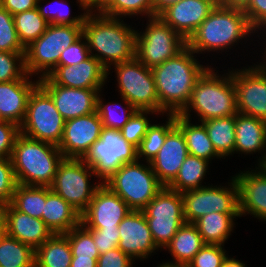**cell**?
<instances>
[{
    "label": "cell",
    "instance_id": "obj_5",
    "mask_svg": "<svg viewBox=\"0 0 266 267\" xmlns=\"http://www.w3.org/2000/svg\"><path fill=\"white\" fill-rule=\"evenodd\" d=\"M213 69L211 66L208 67L198 78L188 104L179 113L184 118H191V109L197 113L201 122L238 113L236 90L231 71L229 70L227 75L224 73L220 77Z\"/></svg>",
    "mask_w": 266,
    "mask_h": 267
},
{
    "label": "cell",
    "instance_id": "obj_50",
    "mask_svg": "<svg viewBox=\"0 0 266 267\" xmlns=\"http://www.w3.org/2000/svg\"><path fill=\"white\" fill-rule=\"evenodd\" d=\"M133 261L121 249L115 248L100 254L97 267H132Z\"/></svg>",
    "mask_w": 266,
    "mask_h": 267
},
{
    "label": "cell",
    "instance_id": "obj_15",
    "mask_svg": "<svg viewBox=\"0 0 266 267\" xmlns=\"http://www.w3.org/2000/svg\"><path fill=\"white\" fill-rule=\"evenodd\" d=\"M236 70H231V74L238 113L266 121V66L258 64Z\"/></svg>",
    "mask_w": 266,
    "mask_h": 267
},
{
    "label": "cell",
    "instance_id": "obj_39",
    "mask_svg": "<svg viewBox=\"0 0 266 267\" xmlns=\"http://www.w3.org/2000/svg\"><path fill=\"white\" fill-rule=\"evenodd\" d=\"M64 234L68 237L72 258L98 259L100 253L92 233L82 223Z\"/></svg>",
    "mask_w": 266,
    "mask_h": 267
},
{
    "label": "cell",
    "instance_id": "obj_49",
    "mask_svg": "<svg viewBox=\"0 0 266 267\" xmlns=\"http://www.w3.org/2000/svg\"><path fill=\"white\" fill-rule=\"evenodd\" d=\"M20 127L12 122L0 121V158H11Z\"/></svg>",
    "mask_w": 266,
    "mask_h": 267
},
{
    "label": "cell",
    "instance_id": "obj_42",
    "mask_svg": "<svg viewBox=\"0 0 266 267\" xmlns=\"http://www.w3.org/2000/svg\"><path fill=\"white\" fill-rule=\"evenodd\" d=\"M25 52L0 51V82L23 79L25 70Z\"/></svg>",
    "mask_w": 266,
    "mask_h": 267
},
{
    "label": "cell",
    "instance_id": "obj_34",
    "mask_svg": "<svg viewBox=\"0 0 266 267\" xmlns=\"http://www.w3.org/2000/svg\"><path fill=\"white\" fill-rule=\"evenodd\" d=\"M46 202V186L17 184L10 204L18 211L42 220Z\"/></svg>",
    "mask_w": 266,
    "mask_h": 267
},
{
    "label": "cell",
    "instance_id": "obj_53",
    "mask_svg": "<svg viewBox=\"0 0 266 267\" xmlns=\"http://www.w3.org/2000/svg\"><path fill=\"white\" fill-rule=\"evenodd\" d=\"M112 2L113 0H92L86 9L88 13H102Z\"/></svg>",
    "mask_w": 266,
    "mask_h": 267
},
{
    "label": "cell",
    "instance_id": "obj_51",
    "mask_svg": "<svg viewBox=\"0 0 266 267\" xmlns=\"http://www.w3.org/2000/svg\"><path fill=\"white\" fill-rule=\"evenodd\" d=\"M244 13L257 32L263 30L266 25V0H251Z\"/></svg>",
    "mask_w": 266,
    "mask_h": 267
},
{
    "label": "cell",
    "instance_id": "obj_16",
    "mask_svg": "<svg viewBox=\"0 0 266 267\" xmlns=\"http://www.w3.org/2000/svg\"><path fill=\"white\" fill-rule=\"evenodd\" d=\"M130 211L128 204L102 183L81 214V223L87 229L118 228Z\"/></svg>",
    "mask_w": 266,
    "mask_h": 267
},
{
    "label": "cell",
    "instance_id": "obj_21",
    "mask_svg": "<svg viewBox=\"0 0 266 267\" xmlns=\"http://www.w3.org/2000/svg\"><path fill=\"white\" fill-rule=\"evenodd\" d=\"M107 69L92 55L78 65H59L47 77L57 85L78 89H102Z\"/></svg>",
    "mask_w": 266,
    "mask_h": 267
},
{
    "label": "cell",
    "instance_id": "obj_13",
    "mask_svg": "<svg viewBox=\"0 0 266 267\" xmlns=\"http://www.w3.org/2000/svg\"><path fill=\"white\" fill-rule=\"evenodd\" d=\"M121 98L137 110H150L160 114V104L151 68L136 57L131 61L114 64Z\"/></svg>",
    "mask_w": 266,
    "mask_h": 267
},
{
    "label": "cell",
    "instance_id": "obj_18",
    "mask_svg": "<svg viewBox=\"0 0 266 267\" xmlns=\"http://www.w3.org/2000/svg\"><path fill=\"white\" fill-rule=\"evenodd\" d=\"M102 121L97 112L65 121L58 148L64 158L82 159L99 139Z\"/></svg>",
    "mask_w": 266,
    "mask_h": 267
},
{
    "label": "cell",
    "instance_id": "obj_61",
    "mask_svg": "<svg viewBox=\"0 0 266 267\" xmlns=\"http://www.w3.org/2000/svg\"><path fill=\"white\" fill-rule=\"evenodd\" d=\"M6 234H7L6 227H0V243Z\"/></svg>",
    "mask_w": 266,
    "mask_h": 267
},
{
    "label": "cell",
    "instance_id": "obj_60",
    "mask_svg": "<svg viewBox=\"0 0 266 267\" xmlns=\"http://www.w3.org/2000/svg\"><path fill=\"white\" fill-rule=\"evenodd\" d=\"M262 156V158L261 157H259V163H258V166H263L265 169H266V152L264 153L263 152V154H261Z\"/></svg>",
    "mask_w": 266,
    "mask_h": 267
},
{
    "label": "cell",
    "instance_id": "obj_30",
    "mask_svg": "<svg viewBox=\"0 0 266 267\" xmlns=\"http://www.w3.org/2000/svg\"><path fill=\"white\" fill-rule=\"evenodd\" d=\"M240 217V213L211 212L201 216L194 224L205 244L222 245L231 235L234 228V218Z\"/></svg>",
    "mask_w": 266,
    "mask_h": 267
},
{
    "label": "cell",
    "instance_id": "obj_63",
    "mask_svg": "<svg viewBox=\"0 0 266 267\" xmlns=\"http://www.w3.org/2000/svg\"><path fill=\"white\" fill-rule=\"evenodd\" d=\"M263 28H264V30H266V25ZM265 50H266V48H265ZM264 52H266V51H264ZM264 54L266 55V53H264ZM265 60H266V56H265ZM265 60H263L264 62H262L261 64L266 66Z\"/></svg>",
    "mask_w": 266,
    "mask_h": 267
},
{
    "label": "cell",
    "instance_id": "obj_56",
    "mask_svg": "<svg viewBox=\"0 0 266 267\" xmlns=\"http://www.w3.org/2000/svg\"><path fill=\"white\" fill-rule=\"evenodd\" d=\"M70 267H97V259L72 258Z\"/></svg>",
    "mask_w": 266,
    "mask_h": 267
},
{
    "label": "cell",
    "instance_id": "obj_45",
    "mask_svg": "<svg viewBox=\"0 0 266 267\" xmlns=\"http://www.w3.org/2000/svg\"><path fill=\"white\" fill-rule=\"evenodd\" d=\"M227 257L222 245L205 244L187 267H221Z\"/></svg>",
    "mask_w": 266,
    "mask_h": 267
},
{
    "label": "cell",
    "instance_id": "obj_47",
    "mask_svg": "<svg viewBox=\"0 0 266 267\" xmlns=\"http://www.w3.org/2000/svg\"><path fill=\"white\" fill-rule=\"evenodd\" d=\"M90 56L86 38L82 35L72 45L61 51L59 65H78Z\"/></svg>",
    "mask_w": 266,
    "mask_h": 267
},
{
    "label": "cell",
    "instance_id": "obj_52",
    "mask_svg": "<svg viewBox=\"0 0 266 267\" xmlns=\"http://www.w3.org/2000/svg\"><path fill=\"white\" fill-rule=\"evenodd\" d=\"M38 0H0V5L11 15L37 7Z\"/></svg>",
    "mask_w": 266,
    "mask_h": 267
},
{
    "label": "cell",
    "instance_id": "obj_44",
    "mask_svg": "<svg viewBox=\"0 0 266 267\" xmlns=\"http://www.w3.org/2000/svg\"><path fill=\"white\" fill-rule=\"evenodd\" d=\"M40 3H41V0H38L37 7H36L39 11V14L49 24H53V25H83L84 19L86 18L88 14V12H84L83 15L81 14L78 16L76 15L75 17H71L70 8H68L69 5H67L66 2L64 3V1L63 2L62 1L60 2L59 0L56 1L55 6H60V7L64 6V9H66V11H63V9L59 10L58 8L54 10L53 9L54 7L52 8L51 6H50L51 8L49 6L43 7Z\"/></svg>",
    "mask_w": 266,
    "mask_h": 267
},
{
    "label": "cell",
    "instance_id": "obj_12",
    "mask_svg": "<svg viewBox=\"0 0 266 267\" xmlns=\"http://www.w3.org/2000/svg\"><path fill=\"white\" fill-rule=\"evenodd\" d=\"M142 211L155 244L164 250L185 223L182 194L164 186Z\"/></svg>",
    "mask_w": 266,
    "mask_h": 267
},
{
    "label": "cell",
    "instance_id": "obj_3",
    "mask_svg": "<svg viewBox=\"0 0 266 267\" xmlns=\"http://www.w3.org/2000/svg\"><path fill=\"white\" fill-rule=\"evenodd\" d=\"M255 32L243 10L217 4L187 40V46L198 54L220 52Z\"/></svg>",
    "mask_w": 266,
    "mask_h": 267
},
{
    "label": "cell",
    "instance_id": "obj_31",
    "mask_svg": "<svg viewBox=\"0 0 266 267\" xmlns=\"http://www.w3.org/2000/svg\"><path fill=\"white\" fill-rule=\"evenodd\" d=\"M72 257L68 237L53 234L35 250V267H70Z\"/></svg>",
    "mask_w": 266,
    "mask_h": 267
},
{
    "label": "cell",
    "instance_id": "obj_24",
    "mask_svg": "<svg viewBox=\"0 0 266 267\" xmlns=\"http://www.w3.org/2000/svg\"><path fill=\"white\" fill-rule=\"evenodd\" d=\"M29 76L27 74L23 79L0 82V121L12 122L19 127L23 123L29 97L39 85V79L32 82Z\"/></svg>",
    "mask_w": 266,
    "mask_h": 267
},
{
    "label": "cell",
    "instance_id": "obj_36",
    "mask_svg": "<svg viewBox=\"0 0 266 267\" xmlns=\"http://www.w3.org/2000/svg\"><path fill=\"white\" fill-rule=\"evenodd\" d=\"M13 20L19 41L24 48L38 39L49 25L37 8L17 13L13 15Z\"/></svg>",
    "mask_w": 266,
    "mask_h": 267
},
{
    "label": "cell",
    "instance_id": "obj_23",
    "mask_svg": "<svg viewBox=\"0 0 266 267\" xmlns=\"http://www.w3.org/2000/svg\"><path fill=\"white\" fill-rule=\"evenodd\" d=\"M188 154L182 131L175 125L167 133L157 155L150 161L153 172L164 186H168L175 179Z\"/></svg>",
    "mask_w": 266,
    "mask_h": 267
},
{
    "label": "cell",
    "instance_id": "obj_62",
    "mask_svg": "<svg viewBox=\"0 0 266 267\" xmlns=\"http://www.w3.org/2000/svg\"><path fill=\"white\" fill-rule=\"evenodd\" d=\"M157 267H182V266L168 265V264L163 262V264L161 263V264L157 265Z\"/></svg>",
    "mask_w": 266,
    "mask_h": 267
},
{
    "label": "cell",
    "instance_id": "obj_2",
    "mask_svg": "<svg viewBox=\"0 0 266 267\" xmlns=\"http://www.w3.org/2000/svg\"><path fill=\"white\" fill-rule=\"evenodd\" d=\"M136 33L137 30L125 24L122 18L101 13H88L82 26L90 55L107 69V75L111 65L135 58Z\"/></svg>",
    "mask_w": 266,
    "mask_h": 267
},
{
    "label": "cell",
    "instance_id": "obj_43",
    "mask_svg": "<svg viewBox=\"0 0 266 267\" xmlns=\"http://www.w3.org/2000/svg\"><path fill=\"white\" fill-rule=\"evenodd\" d=\"M0 51L25 52L19 41L13 15L0 5Z\"/></svg>",
    "mask_w": 266,
    "mask_h": 267
},
{
    "label": "cell",
    "instance_id": "obj_35",
    "mask_svg": "<svg viewBox=\"0 0 266 267\" xmlns=\"http://www.w3.org/2000/svg\"><path fill=\"white\" fill-rule=\"evenodd\" d=\"M0 267H35V250L6 234L0 243Z\"/></svg>",
    "mask_w": 266,
    "mask_h": 267
},
{
    "label": "cell",
    "instance_id": "obj_6",
    "mask_svg": "<svg viewBox=\"0 0 266 267\" xmlns=\"http://www.w3.org/2000/svg\"><path fill=\"white\" fill-rule=\"evenodd\" d=\"M82 26L49 24L45 32L25 48L26 73L31 78L40 73L39 79L51 73L59 66L61 51L82 36Z\"/></svg>",
    "mask_w": 266,
    "mask_h": 267
},
{
    "label": "cell",
    "instance_id": "obj_54",
    "mask_svg": "<svg viewBox=\"0 0 266 267\" xmlns=\"http://www.w3.org/2000/svg\"><path fill=\"white\" fill-rule=\"evenodd\" d=\"M251 0H217V3L224 7H229L233 9L245 10Z\"/></svg>",
    "mask_w": 266,
    "mask_h": 267
},
{
    "label": "cell",
    "instance_id": "obj_29",
    "mask_svg": "<svg viewBox=\"0 0 266 267\" xmlns=\"http://www.w3.org/2000/svg\"><path fill=\"white\" fill-rule=\"evenodd\" d=\"M176 126L182 131L185 138L189 155L211 161V159L221 157L216 153L211 140L208 137L205 126L191 123L190 119L184 118L180 114H175ZM213 157V158H212Z\"/></svg>",
    "mask_w": 266,
    "mask_h": 267
},
{
    "label": "cell",
    "instance_id": "obj_57",
    "mask_svg": "<svg viewBox=\"0 0 266 267\" xmlns=\"http://www.w3.org/2000/svg\"><path fill=\"white\" fill-rule=\"evenodd\" d=\"M10 203L0 200V227H6L7 209Z\"/></svg>",
    "mask_w": 266,
    "mask_h": 267
},
{
    "label": "cell",
    "instance_id": "obj_8",
    "mask_svg": "<svg viewBox=\"0 0 266 267\" xmlns=\"http://www.w3.org/2000/svg\"><path fill=\"white\" fill-rule=\"evenodd\" d=\"M145 31L136 33L135 57L146 67L161 65L176 56L187 41L159 16L148 19Z\"/></svg>",
    "mask_w": 266,
    "mask_h": 267
},
{
    "label": "cell",
    "instance_id": "obj_37",
    "mask_svg": "<svg viewBox=\"0 0 266 267\" xmlns=\"http://www.w3.org/2000/svg\"><path fill=\"white\" fill-rule=\"evenodd\" d=\"M167 121L163 125L151 124L141 140L140 146L137 148V159L145 158L146 162H150L163 146L167 133L176 125L175 114L166 115Z\"/></svg>",
    "mask_w": 266,
    "mask_h": 267
},
{
    "label": "cell",
    "instance_id": "obj_20",
    "mask_svg": "<svg viewBox=\"0 0 266 267\" xmlns=\"http://www.w3.org/2000/svg\"><path fill=\"white\" fill-rule=\"evenodd\" d=\"M217 4V0H180L158 16L187 41Z\"/></svg>",
    "mask_w": 266,
    "mask_h": 267
},
{
    "label": "cell",
    "instance_id": "obj_26",
    "mask_svg": "<svg viewBox=\"0 0 266 267\" xmlns=\"http://www.w3.org/2000/svg\"><path fill=\"white\" fill-rule=\"evenodd\" d=\"M42 220L53 234L66 233L81 223V214L46 186V202Z\"/></svg>",
    "mask_w": 266,
    "mask_h": 267
},
{
    "label": "cell",
    "instance_id": "obj_59",
    "mask_svg": "<svg viewBox=\"0 0 266 267\" xmlns=\"http://www.w3.org/2000/svg\"><path fill=\"white\" fill-rule=\"evenodd\" d=\"M79 3V7L81 6L82 10H84V12H87L86 6L92 1V0H77Z\"/></svg>",
    "mask_w": 266,
    "mask_h": 267
},
{
    "label": "cell",
    "instance_id": "obj_22",
    "mask_svg": "<svg viewBox=\"0 0 266 267\" xmlns=\"http://www.w3.org/2000/svg\"><path fill=\"white\" fill-rule=\"evenodd\" d=\"M234 179L238 186L240 217L250 214L266 221V169L258 166L256 170L236 174Z\"/></svg>",
    "mask_w": 266,
    "mask_h": 267
},
{
    "label": "cell",
    "instance_id": "obj_7",
    "mask_svg": "<svg viewBox=\"0 0 266 267\" xmlns=\"http://www.w3.org/2000/svg\"><path fill=\"white\" fill-rule=\"evenodd\" d=\"M139 160L123 164L103 184L121 197L131 210L142 211L164 185L153 172L150 162Z\"/></svg>",
    "mask_w": 266,
    "mask_h": 267
},
{
    "label": "cell",
    "instance_id": "obj_19",
    "mask_svg": "<svg viewBox=\"0 0 266 267\" xmlns=\"http://www.w3.org/2000/svg\"><path fill=\"white\" fill-rule=\"evenodd\" d=\"M118 230V248L132 260L147 259L148 255L160 250L153 240L143 211L131 210L118 225Z\"/></svg>",
    "mask_w": 266,
    "mask_h": 267
},
{
    "label": "cell",
    "instance_id": "obj_55",
    "mask_svg": "<svg viewBox=\"0 0 266 267\" xmlns=\"http://www.w3.org/2000/svg\"><path fill=\"white\" fill-rule=\"evenodd\" d=\"M180 0H153V12L158 16L168 6L179 2Z\"/></svg>",
    "mask_w": 266,
    "mask_h": 267
},
{
    "label": "cell",
    "instance_id": "obj_28",
    "mask_svg": "<svg viewBox=\"0 0 266 267\" xmlns=\"http://www.w3.org/2000/svg\"><path fill=\"white\" fill-rule=\"evenodd\" d=\"M205 245L203 238L194 223L185 222L164 247L171 253L174 261L165 262L168 265L187 267L194 256Z\"/></svg>",
    "mask_w": 266,
    "mask_h": 267
},
{
    "label": "cell",
    "instance_id": "obj_40",
    "mask_svg": "<svg viewBox=\"0 0 266 267\" xmlns=\"http://www.w3.org/2000/svg\"><path fill=\"white\" fill-rule=\"evenodd\" d=\"M101 14L113 18L137 16L138 14L146 15L147 18L155 17L153 0H113Z\"/></svg>",
    "mask_w": 266,
    "mask_h": 267
},
{
    "label": "cell",
    "instance_id": "obj_41",
    "mask_svg": "<svg viewBox=\"0 0 266 267\" xmlns=\"http://www.w3.org/2000/svg\"><path fill=\"white\" fill-rule=\"evenodd\" d=\"M150 113L156 114L157 112L150 110H136L129 121L120 129L123 138L136 148L140 146L141 140L144 138L148 127L152 123L148 118Z\"/></svg>",
    "mask_w": 266,
    "mask_h": 267
},
{
    "label": "cell",
    "instance_id": "obj_25",
    "mask_svg": "<svg viewBox=\"0 0 266 267\" xmlns=\"http://www.w3.org/2000/svg\"><path fill=\"white\" fill-rule=\"evenodd\" d=\"M6 232L34 250L53 235L43 220L22 213L11 204L7 209Z\"/></svg>",
    "mask_w": 266,
    "mask_h": 267
},
{
    "label": "cell",
    "instance_id": "obj_11",
    "mask_svg": "<svg viewBox=\"0 0 266 267\" xmlns=\"http://www.w3.org/2000/svg\"><path fill=\"white\" fill-rule=\"evenodd\" d=\"M93 169L82 159L64 158L58 165L51 190L82 214L102 182L90 184Z\"/></svg>",
    "mask_w": 266,
    "mask_h": 267
},
{
    "label": "cell",
    "instance_id": "obj_48",
    "mask_svg": "<svg viewBox=\"0 0 266 267\" xmlns=\"http://www.w3.org/2000/svg\"><path fill=\"white\" fill-rule=\"evenodd\" d=\"M93 236L100 254L118 248L120 234L118 228L88 229Z\"/></svg>",
    "mask_w": 266,
    "mask_h": 267
},
{
    "label": "cell",
    "instance_id": "obj_4",
    "mask_svg": "<svg viewBox=\"0 0 266 267\" xmlns=\"http://www.w3.org/2000/svg\"><path fill=\"white\" fill-rule=\"evenodd\" d=\"M63 159L57 145L38 141L22 133L15 139L11 156L17 183L29 186L50 187Z\"/></svg>",
    "mask_w": 266,
    "mask_h": 267
},
{
    "label": "cell",
    "instance_id": "obj_33",
    "mask_svg": "<svg viewBox=\"0 0 266 267\" xmlns=\"http://www.w3.org/2000/svg\"><path fill=\"white\" fill-rule=\"evenodd\" d=\"M208 165L209 161L188 154L180 167L178 175L167 187L180 193L206 187L201 183L205 179Z\"/></svg>",
    "mask_w": 266,
    "mask_h": 267
},
{
    "label": "cell",
    "instance_id": "obj_27",
    "mask_svg": "<svg viewBox=\"0 0 266 267\" xmlns=\"http://www.w3.org/2000/svg\"><path fill=\"white\" fill-rule=\"evenodd\" d=\"M259 151H266V121L237 113L234 153L253 154Z\"/></svg>",
    "mask_w": 266,
    "mask_h": 267
},
{
    "label": "cell",
    "instance_id": "obj_17",
    "mask_svg": "<svg viewBox=\"0 0 266 267\" xmlns=\"http://www.w3.org/2000/svg\"><path fill=\"white\" fill-rule=\"evenodd\" d=\"M39 85L51 96L65 121L96 112L101 89H78L54 84L47 76Z\"/></svg>",
    "mask_w": 266,
    "mask_h": 267
},
{
    "label": "cell",
    "instance_id": "obj_38",
    "mask_svg": "<svg viewBox=\"0 0 266 267\" xmlns=\"http://www.w3.org/2000/svg\"><path fill=\"white\" fill-rule=\"evenodd\" d=\"M100 93L101 92H99L97 96L96 112L102 121V126L120 130L129 121L137 109L134 108L125 98H122V101H124L126 107L114 102H108L109 104H104Z\"/></svg>",
    "mask_w": 266,
    "mask_h": 267
},
{
    "label": "cell",
    "instance_id": "obj_32",
    "mask_svg": "<svg viewBox=\"0 0 266 267\" xmlns=\"http://www.w3.org/2000/svg\"><path fill=\"white\" fill-rule=\"evenodd\" d=\"M208 133L216 153L225 158L232 155L235 149V115L213 118L201 122Z\"/></svg>",
    "mask_w": 266,
    "mask_h": 267
},
{
    "label": "cell",
    "instance_id": "obj_9",
    "mask_svg": "<svg viewBox=\"0 0 266 267\" xmlns=\"http://www.w3.org/2000/svg\"><path fill=\"white\" fill-rule=\"evenodd\" d=\"M64 126L65 120L56 109L53 99L38 85L29 97L20 133L58 146L62 139Z\"/></svg>",
    "mask_w": 266,
    "mask_h": 267
},
{
    "label": "cell",
    "instance_id": "obj_58",
    "mask_svg": "<svg viewBox=\"0 0 266 267\" xmlns=\"http://www.w3.org/2000/svg\"><path fill=\"white\" fill-rule=\"evenodd\" d=\"M221 267H246V266L244 263L235 259L234 257L231 258V257L227 256L223 260Z\"/></svg>",
    "mask_w": 266,
    "mask_h": 267
},
{
    "label": "cell",
    "instance_id": "obj_10",
    "mask_svg": "<svg viewBox=\"0 0 266 267\" xmlns=\"http://www.w3.org/2000/svg\"><path fill=\"white\" fill-rule=\"evenodd\" d=\"M102 183L123 164L136 162L137 148L127 142L119 129L103 127L98 140L82 158Z\"/></svg>",
    "mask_w": 266,
    "mask_h": 267
},
{
    "label": "cell",
    "instance_id": "obj_14",
    "mask_svg": "<svg viewBox=\"0 0 266 267\" xmlns=\"http://www.w3.org/2000/svg\"><path fill=\"white\" fill-rule=\"evenodd\" d=\"M228 184L182 192L185 222L194 223L211 212L239 213L238 186L234 177Z\"/></svg>",
    "mask_w": 266,
    "mask_h": 267
},
{
    "label": "cell",
    "instance_id": "obj_46",
    "mask_svg": "<svg viewBox=\"0 0 266 267\" xmlns=\"http://www.w3.org/2000/svg\"><path fill=\"white\" fill-rule=\"evenodd\" d=\"M17 184L11 158H0V200L10 203Z\"/></svg>",
    "mask_w": 266,
    "mask_h": 267
},
{
    "label": "cell",
    "instance_id": "obj_1",
    "mask_svg": "<svg viewBox=\"0 0 266 267\" xmlns=\"http://www.w3.org/2000/svg\"><path fill=\"white\" fill-rule=\"evenodd\" d=\"M194 54L186 46L176 56L151 69L162 115L179 114L186 107L198 78L208 68L200 64Z\"/></svg>",
    "mask_w": 266,
    "mask_h": 267
}]
</instances>
